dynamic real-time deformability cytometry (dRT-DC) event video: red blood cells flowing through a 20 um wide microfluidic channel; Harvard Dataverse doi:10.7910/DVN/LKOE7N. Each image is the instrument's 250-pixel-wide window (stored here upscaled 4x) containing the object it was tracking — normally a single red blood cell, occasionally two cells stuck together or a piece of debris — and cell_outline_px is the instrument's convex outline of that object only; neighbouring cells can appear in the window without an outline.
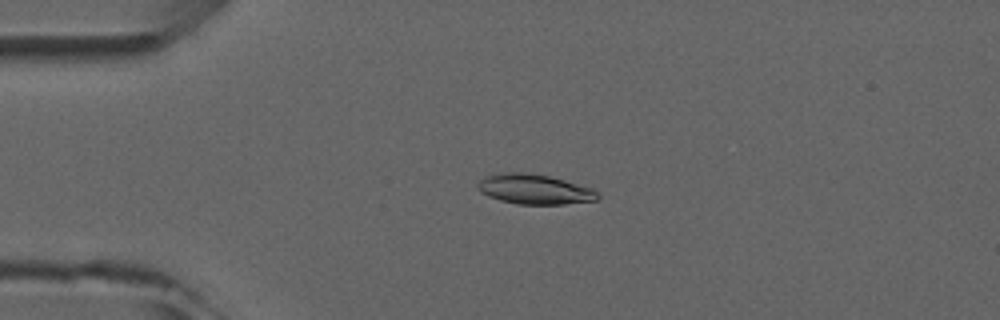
{"species": "common noctule bat (a hibernating species)", "species_latin": "Nyctalus noctula", "temperature_condition": "room temperature", "stored_images_in_passage": 7, "camera_frame_rate_fps": 3000, "um_per_image_px": 0.085, "animal": {"sex": "male", "forearm_length_mm": 52.5}, "frame": {"image": 1, "passage_image": 3, "time_ms": 2.0, "image_size_px": [1000, 320], "cell_outline_px": [[600, 196], [596, 200], [564, 204], [516, 204], [500, 200], [488, 196], [480, 192], [476, 188], [476, 184], [484, 176], [504, 172], [524, 172], [548, 176], [564, 180], [592, 188]], "centroid_in_image_um": [45.38, 16.08], "position_along_channel_um": 39.6, "area_um2": 20.92}}
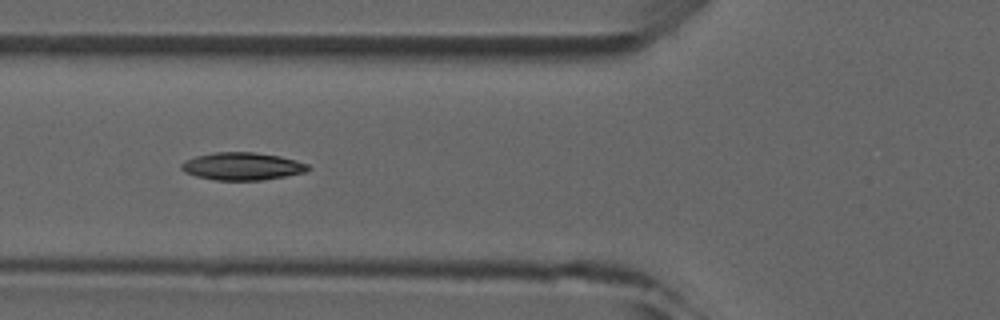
{"frame": {"image": 2, "passage_image": 5, "time_ms": 4.333, "image_size_px": [1000, 320], "cell_outline_px": [[312, 168], [304, 172], [284, 176], [260, 180], [216, 180], [196, 176], [184, 172], [180, 168], [180, 164], [184, 160], [196, 156], [212, 152], [252, 152], [280, 156], [296, 160], [308, 164]], "centroid_in_image_um": [20.56, 14.12], "position_along_channel_um": 105.2, "area_um2": 20.4}}
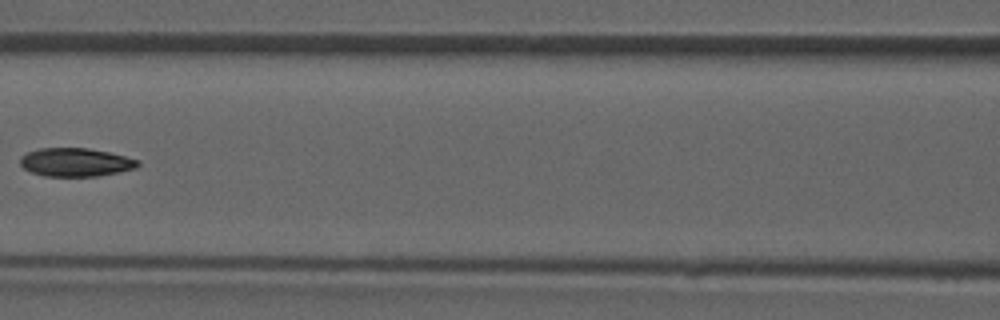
{"frame": {"image": 3, "passage_image": 6, "time_ms": 5.667, "image_size_px": [1000, 320], "cell_outline_px": [[140, 164], [136, 168], [96, 176], [44, 176], [32, 172], [24, 168], [20, 164], [20, 156], [28, 152], [40, 148], [88, 148], [108, 152], [140, 160]], "centroid_in_image_um": [6.41, 13.78], "position_along_channel_um": 160.2, "area_um2": 19.36}}